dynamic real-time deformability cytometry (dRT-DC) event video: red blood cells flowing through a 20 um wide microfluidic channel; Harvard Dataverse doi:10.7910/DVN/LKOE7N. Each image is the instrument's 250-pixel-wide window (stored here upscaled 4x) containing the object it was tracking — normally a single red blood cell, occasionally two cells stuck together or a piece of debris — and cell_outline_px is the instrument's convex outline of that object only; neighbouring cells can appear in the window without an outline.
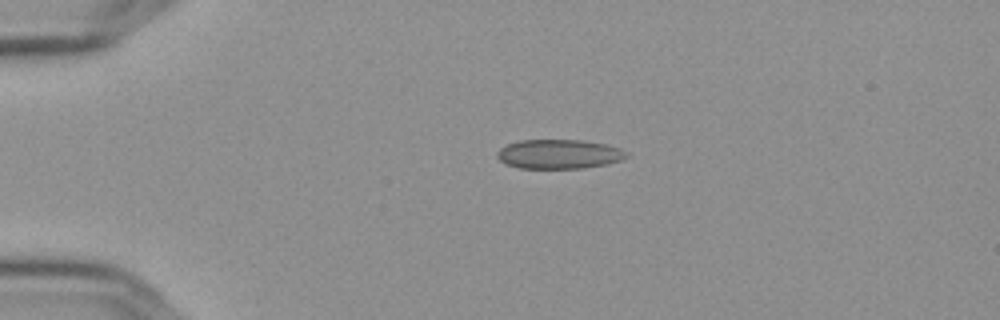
{"species": "Egyptian fruit bat (a non-hibernating species)", "species_latin": "Rousettus aegyptiacus", "temperature_condition": "cold", "stored_images_in_passage": 44, "camera_frame_rate_fps": 3000, "um_per_image_px": 0.085, "frame": {"image": 1, "passage_image": 1, "time_ms": 0.0, "image_size_px": [1000, 320], "cell_outline_px": [[628, 156], [624, 160], [608, 164], [584, 168], [520, 168], [508, 164], [500, 160], [496, 156], [496, 152], [500, 148], [508, 144], [520, 140], [584, 140], [608, 144], [620, 148], [628, 152]], "centroid_in_image_um": [47.57, 13.09], "position_along_channel_um": 37.4, "area_um2": 22.31}}
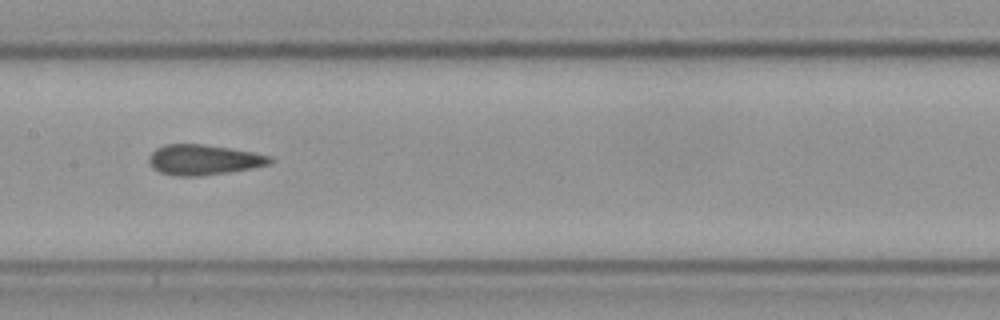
{"frame": {"image": 2, "passage_image": 17, "time_ms": 5.333, "image_size_px": [1000, 320], "cell_outline_px": [[276, 160], [272, 164], [252, 168], [228, 172], [200, 176], [176, 176], [160, 172], [152, 168], [148, 160], [148, 156], [156, 148], [164, 144], [204, 144], [232, 148], [272, 156]], "centroid_in_image_um": [17.33, 13.57], "position_along_channel_um": 190.1, "area_um2": 21.68}}
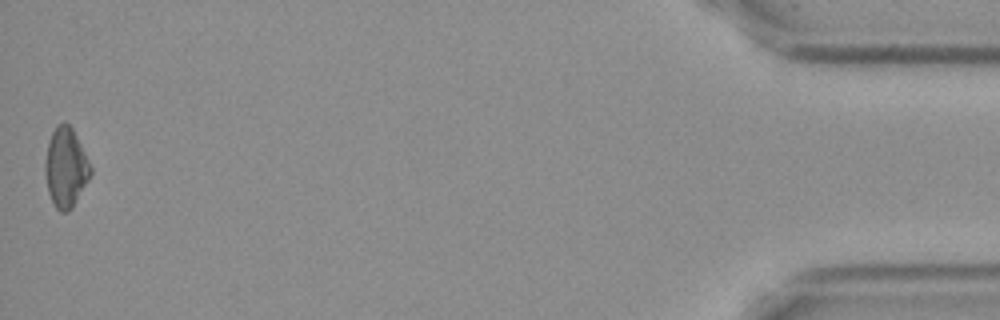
{"frame": {"image": 3, "passage_image": 44, "time_ms": 14.333, "image_size_px": [1000, 320], "cell_outline_px": [[92, 172], [88, 180], [72, 208], [68, 212], [60, 212], [56, 208], [48, 192], [44, 172], [44, 164], [48, 144], [52, 132], [56, 124], [64, 120], [72, 128], [92, 168]], "centroid_in_image_um": [5.57, 14.23], "position_along_channel_um": 429.6, "area_um2": 20.98}, "authors_computed_cell_mechanics": {"area_um2": 21.097, "velocity_mm_per_s": 3.6301, "shape_relaxation_time_tau1_ms": null, "shape_relaxation_time_tau2_ms": 2.691, "deformation_change_tau1": null, "deformation_change_tau2": 0.0927}}